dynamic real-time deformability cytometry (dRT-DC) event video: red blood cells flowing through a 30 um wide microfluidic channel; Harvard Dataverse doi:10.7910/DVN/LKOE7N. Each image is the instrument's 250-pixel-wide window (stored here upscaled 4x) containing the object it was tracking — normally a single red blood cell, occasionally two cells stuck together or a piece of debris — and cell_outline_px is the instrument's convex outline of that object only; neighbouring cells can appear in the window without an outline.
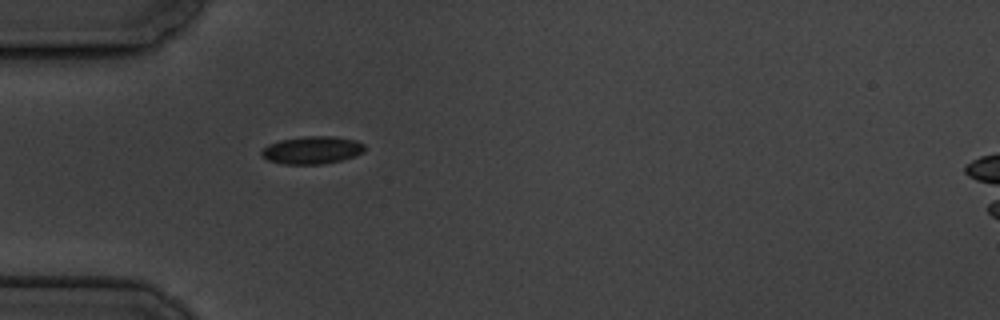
{"species": "common noctule bat (a hibernating species)", "species_latin": "Nyctalus noctula", "temperature_condition": "cold", "stored_images_in_passage": 1, "camera_frame_rate_fps": 3000, "um_per_image_px": 0.085, "animal": {"sex": "male", "body_mass_g": 19.5, "forearm_length_mm": 54.6}, "frame": {"image": 1, "passage_image": 1, "time_ms": 0.0, "image_size_px": [1000, 320], "cell_outline_px": [[364, 152], [356, 156], [324, 164], [284, 164], [268, 160], [260, 152], [268, 144], [280, 140], [304, 136], [336, 136], [356, 140], [364, 144]], "centroid_in_image_um": [26.56, 12.75], "position_along_channel_um": 58.4, "area_um2": 16.65}}